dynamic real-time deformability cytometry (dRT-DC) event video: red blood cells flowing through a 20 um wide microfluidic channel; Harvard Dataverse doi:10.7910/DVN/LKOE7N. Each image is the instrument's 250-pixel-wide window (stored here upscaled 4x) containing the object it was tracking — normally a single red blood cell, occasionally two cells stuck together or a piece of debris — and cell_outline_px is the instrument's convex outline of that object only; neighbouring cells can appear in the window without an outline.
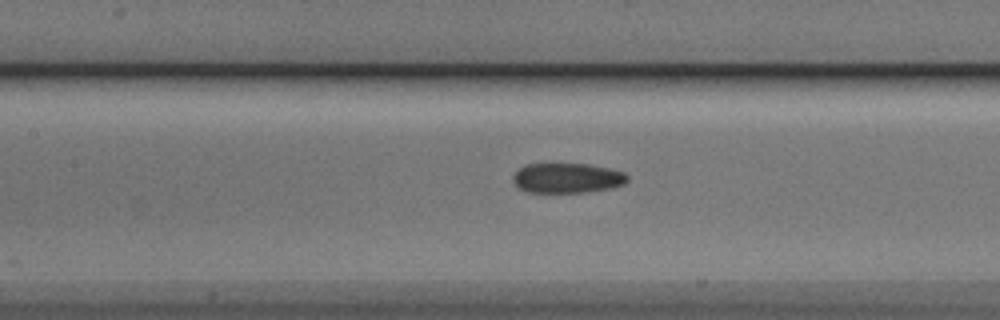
{"species": "Egyptian fruit bat (a non-hibernating species)", "species_latin": "Rousettus aegyptiacus", "temperature_condition": "cold", "stored_images_in_passage": 33, "camera_frame_rate_fps": 3000, "um_per_image_px": 0.085, "animal": {"sex": "male"}, "frame": {"image": 1, "passage_image": 15, "time_ms": 4.667, "image_size_px": [1000, 320], "cell_outline_px": [[628, 180], [624, 184], [612, 188], [584, 192], [528, 192], [520, 188], [512, 180], [512, 176], [524, 164], [588, 164], [612, 168], [624, 172], [628, 176]], "centroid_in_image_um": [48.24, 15.12], "position_along_channel_um": 159.2, "area_um2": 20.0}}
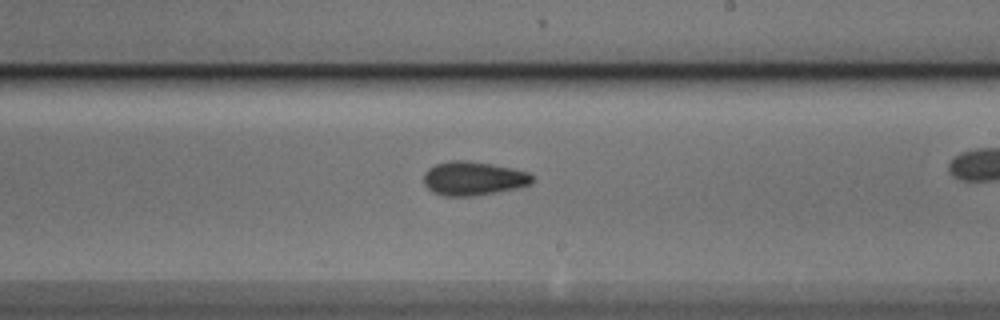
{"frame": {"image": 2, "passage_image": 22, "time_ms": 7.0, "image_size_px": [1000, 320], "cell_outline_px": [[532, 184], [516, 188], [472, 196], [444, 196], [432, 192], [424, 184], [424, 172], [428, 168], [436, 164], [448, 160], [464, 160], [492, 164], [512, 168], [528, 172], [532, 176]], "centroid_in_image_um": [40.2, 15.16], "position_along_channel_um": 248.8, "area_um2": 21.39}}
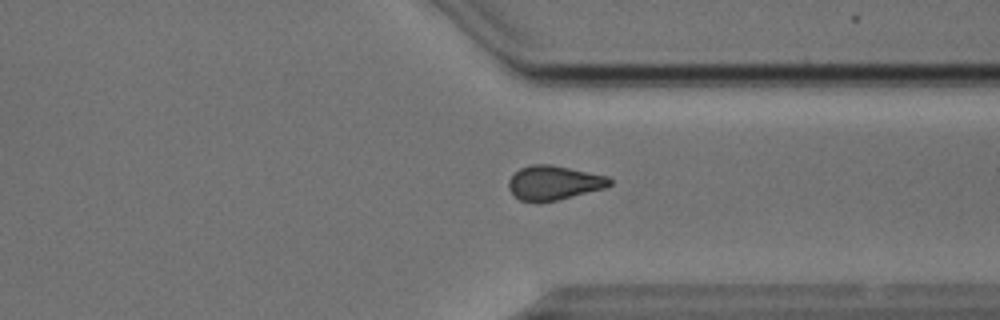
{"frame": {"image": 3, "passage_image": 31, "time_ms": 10.0, "image_size_px": [1000, 320], "cell_outline_px": [[612, 184], [604, 188], [556, 200], [536, 204], [520, 200], [508, 188], [508, 180], [520, 168], [532, 164], [552, 164], [608, 176], [612, 180]], "centroid_in_image_um": [47.06, 15.54], "position_along_channel_um": 364.3, "area_um2": 20.29}}